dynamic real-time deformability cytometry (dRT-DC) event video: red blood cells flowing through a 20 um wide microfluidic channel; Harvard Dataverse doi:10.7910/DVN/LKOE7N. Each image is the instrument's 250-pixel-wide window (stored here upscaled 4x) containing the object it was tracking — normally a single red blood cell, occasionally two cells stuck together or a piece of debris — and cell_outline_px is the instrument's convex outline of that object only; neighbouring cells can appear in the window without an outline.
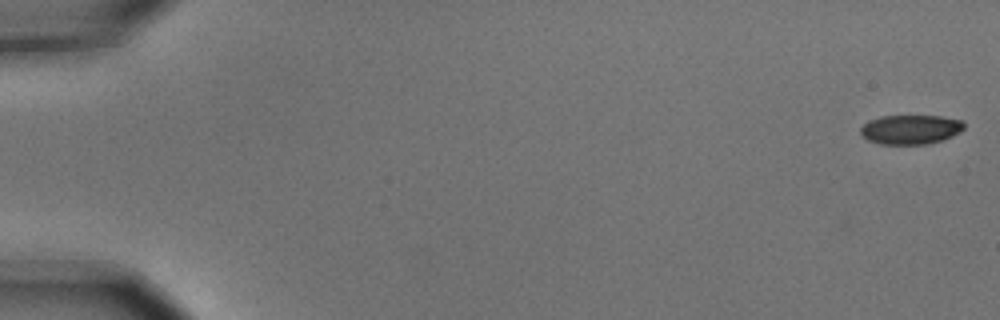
{"species": "common noctule bat (a hibernating species)", "species_latin": "Nyctalus noctula", "temperature_condition": "cold", "stored_images_in_passage": 9, "camera_frame_rate_fps": 3000, "um_per_image_px": 0.085, "animal": {"sex": "male", "body_mass_g": 15.6}, "frame": {"image": 1, "passage_image": 1, "time_ms": 0.0, "image_size_px": [1000, 320], "cell_outline_px": [[964, 128], [960, 132], [952, 136], [928, 144], [880, 144], [868, 140], [860, 132], [860, 128], [864, 124], [880, 116], [940, 116], [964, 120]], "centroid_in_image_um": [77.43, 11.0], "position_along_channel_um": 7.6, "area_um2": 17.63}}
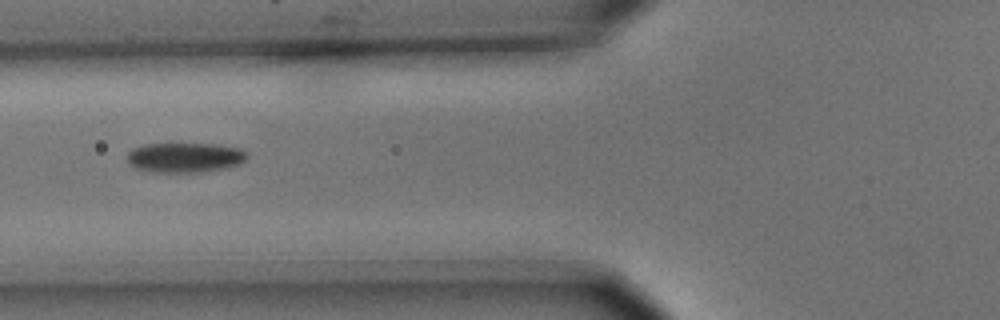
{"frame": {"image": 2, "passage_image": 7, "time_ms": 2.0, "image_size_px": [1000, 320], "cell_outline_px": [[248, 156], [240, 164], [228, 168], [196, 172], [152, 172], [136, 168], [128, 164], [128, 152], [132, 148], [144, 144], [220, 144], [240, 148], [248, 152]], "centroid_in_image_um": [15.74, 13.38], "position_along_channel_um": 110.1, "area_um2": 21.04}}
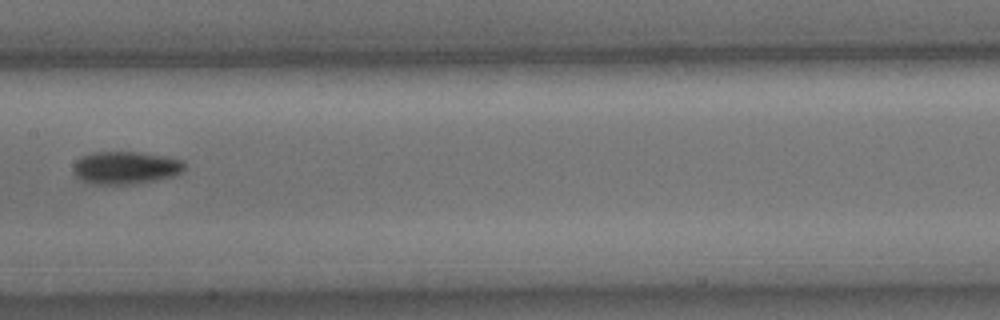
{"frame": {"image": 3, "passage_image": 9, "time_ms": 2.667, "image_size_px": [1000, 320], "cell_outline_px": [[184, 172], [176, 176], [136, 184], [92, 184], [76, 176], [72, 172], [72, 168], [76, 160], [80, 156], [92, 152], [140, 152], [164, 156], [184, 160]], "centroid_in_image_um": [10.69, 14.25], "position_along_channel_um": 196.7, "area_um2": 21.5}}